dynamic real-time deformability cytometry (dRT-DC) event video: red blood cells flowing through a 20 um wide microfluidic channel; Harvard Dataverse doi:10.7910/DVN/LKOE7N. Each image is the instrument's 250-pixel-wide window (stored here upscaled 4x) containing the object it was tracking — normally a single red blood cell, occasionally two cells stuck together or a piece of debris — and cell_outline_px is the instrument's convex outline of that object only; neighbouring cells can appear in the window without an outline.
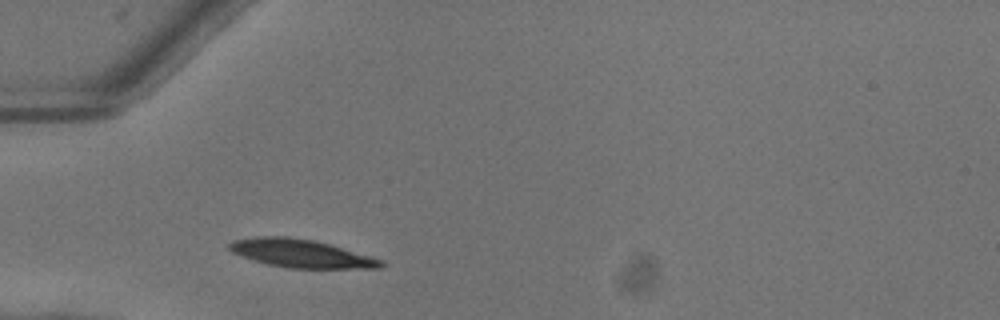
{"species": "common noctule bat (a hibernating species)", "species_latin": "Nyctalus noctula", "temperature_condition": "warm", "stored_images_in_passage": 36, "camera_frame_rate_fps": 3000, "um_per_image_px": 0.085, "animal": {"sex": "female"}, "frame": {"image": 1, "passage_image": 1, "time_ms": 0.0, "image_size_px": [1000, 320], "cell_outline_px": [[384, 268], [288, 268], [268, 264], [252, 260], [232, 252], [228, 248], [228, 244], [232, 240], [256, 236], [284, 236], [312, 240], [328, 244], [384, 260]], "centroid_in_image_um": [25.55, 21.54], "position_along_channel_um": 59.4, "area_um2": 24.74}}
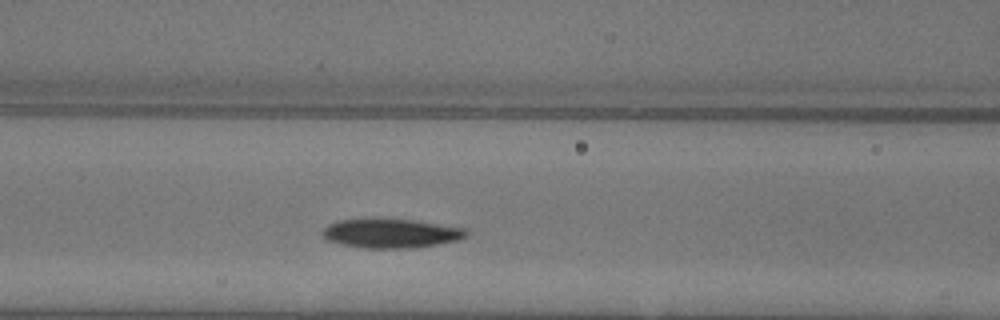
{"frame": {"image": 2, "passage_image": 7, "time_ms": 2.0, "image_size_px": [1000, 320], "cell_outline_px": [[468, 236], [456, 240], [436, 244], [408, 248], [364, 248], [340, 244], [328, 240], [320, 232], [328, 224], [336, 220], [376, 216], [412, 220], [464, 228], [468, 232]], "centroid_in_image_um": [33.14, 19.79], "position_along_channel_um": 133.5, "area_um2": 24.97}}
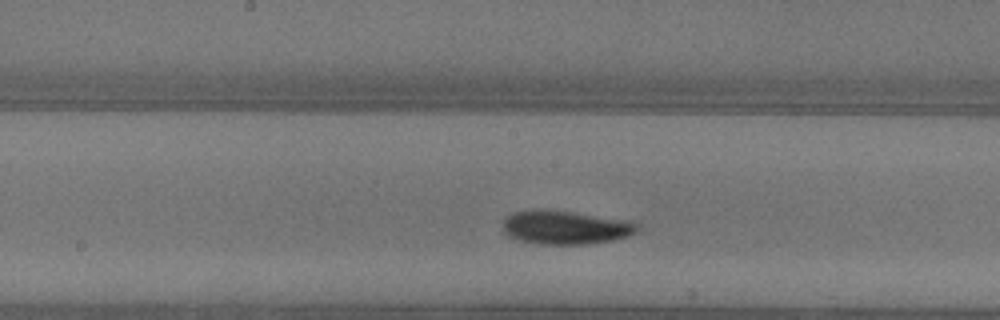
{"frame": {"image": 3, "passage_image": 12, "time_ms": 3.667, "image_size_px": [1000, 320], "cell_outline_px": [[640, 224], [636, 232], [628, 236], [612, 240], [584, 244], [540, 244], [520, 240], [508, 236], [500, 228], [504, 220], [512, 212], [532, 208], [540, 208], [624, 220]], "centroid_in_image_um": [47.97, 19.32], "position_along_channel_um": 200.2, "area_um2": 26.3}, "authors_computed_cell_mechanics": {"area_um2": 24.276, "velocity_mm_per_s": 4.0072, "shape_relaxation_time_tau1_ms": 2.6725, "shape_relaxation_time_tau2_ms": 11.2631, "deformation_change_tau1": 0.1283, "deformation_change_tau2": 0.1465}}